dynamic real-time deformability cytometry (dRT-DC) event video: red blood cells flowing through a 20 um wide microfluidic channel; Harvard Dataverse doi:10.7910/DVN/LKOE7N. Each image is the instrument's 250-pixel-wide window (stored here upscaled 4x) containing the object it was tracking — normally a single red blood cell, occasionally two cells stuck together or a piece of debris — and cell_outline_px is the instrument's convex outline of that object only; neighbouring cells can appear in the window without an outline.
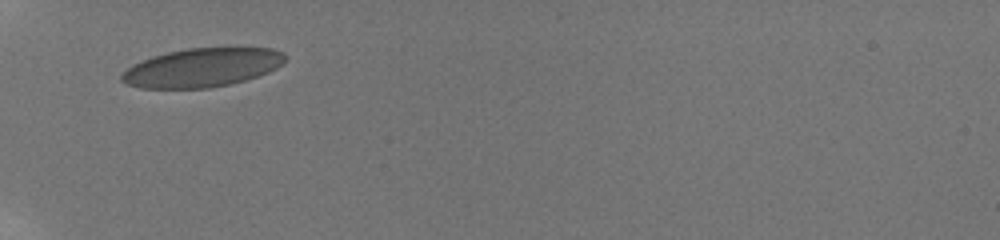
{"species": "human", "species_latin": "Homo sapiens", "temperature_condition": "room temperature", "stored_images_in_passage": 20, "camera_frame_rate_fps": 3000, "um_per_image_px": 0.085, "donor": {"sex": "male"}, "frame": {"image": 1, "passage_image": 1, "time_ms": 0.0, "image_size_px": [1000, 240], "cell_outline_px": [[284, 64], [268, 72], [244, 80], [228, 84], [208, 88], [140, 88], [128, 84], [120, 80], [120, 76], [132, 64], [140, 60], [152, 56], [168, 52], [188, 48], [272, 48], [284, 52]], "centroid_in_image_um": [17.16, 5.74], "position_along_channel_um": 67.8, "area_um2": 36.76}}
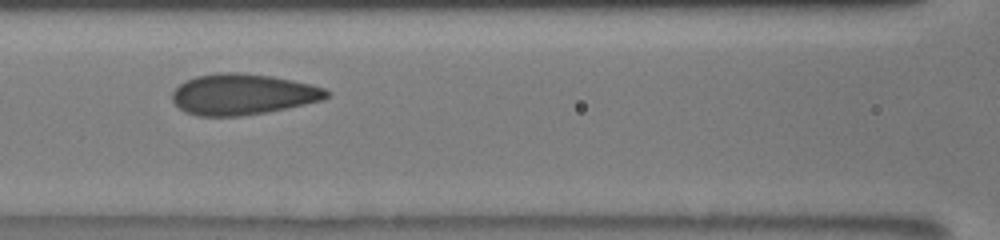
{"frame": {"image": 2, "passage_image": 13, "time_ms": 2.333, "image_size_px": [1000, 240], "cell_outline_px": [[332, 92], [324, 100], [264, 112], [240, 116], [196, 116], [184, 112], [172, 100], [172, 92], [180, 84], [196, 76], [216, 72], [236, 72], [272, 76], [292, 80], [324, 88]], "centroid_in_image_um": [20.62, 8.01], "position_along_channel_um": 146.0, "area_um2": 36.65}}
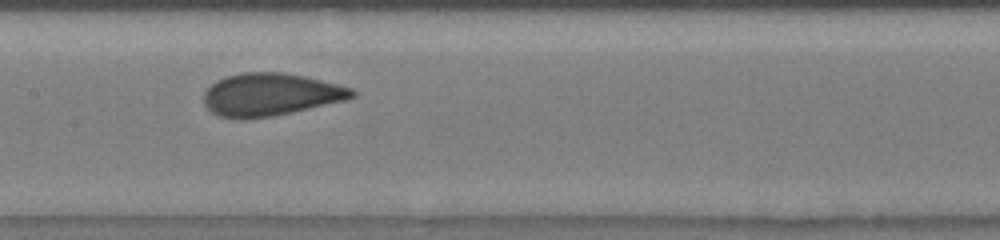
{"frame": {"image": 3, "passage_image": 19, "time_ms": 3.333, "image_size_px": [1000, 240], "cell_outline_px": [[356, 96], [348, 100], [292, 112], [272, 116], [240, 120], [220, 116], [212, 112], [204, 104], [204, 92], [216, 80], [224, 76], [244, 72], [284, 72], [304, 76], [352, 88], [356, 92]], "centroid_in_image_um": [22.99, 8.04], "position_along_channel_um": 184.4, "area_um2": 36.99}}